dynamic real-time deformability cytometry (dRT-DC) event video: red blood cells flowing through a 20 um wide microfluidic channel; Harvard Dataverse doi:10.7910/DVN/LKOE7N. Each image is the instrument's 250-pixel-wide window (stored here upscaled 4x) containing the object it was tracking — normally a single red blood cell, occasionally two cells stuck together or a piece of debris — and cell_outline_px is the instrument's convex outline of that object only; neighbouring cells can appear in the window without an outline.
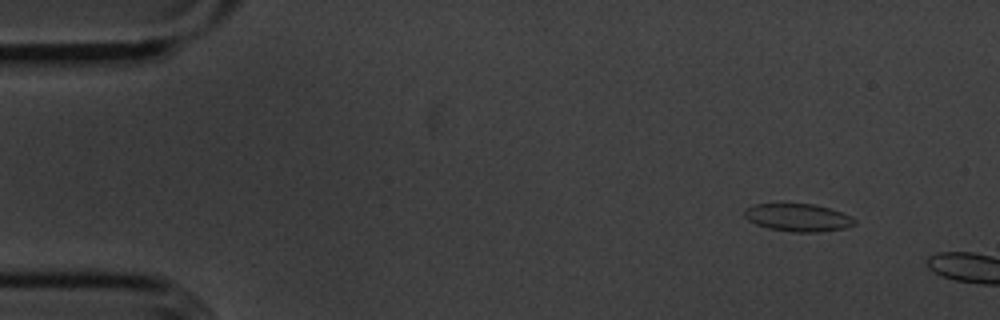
{"species": "common noctule bat (a hibernating species)", "species_latin": "Nyctalus noctula", "temperature_condition": "cold", "stored_images_in_passage": 4, "camera_frame_rate_fps": 3000, "um_per_image_px": 0.085, "animal": {"sex": "male", "body_mass_g": 20.1, "forearm_length_mm": 53.5}, "frame": {"image": 1, "passage_image": 1, "time_ms": 0.0, "image_size_px": [1000, 320], "cell_outline_px": [[856, 224], [844, 228], [820, 232], [792, 232], [768, 228], [756, 224], [748, 220], [744, 216], [744, 208], [756, 204], [812, 204], [828, 208], [852, 216], [856, 220]], "centroid_in_image_um": [67.82, 18.5], "position_along_channel_um": 17.2, "area_um2": 17.74}}